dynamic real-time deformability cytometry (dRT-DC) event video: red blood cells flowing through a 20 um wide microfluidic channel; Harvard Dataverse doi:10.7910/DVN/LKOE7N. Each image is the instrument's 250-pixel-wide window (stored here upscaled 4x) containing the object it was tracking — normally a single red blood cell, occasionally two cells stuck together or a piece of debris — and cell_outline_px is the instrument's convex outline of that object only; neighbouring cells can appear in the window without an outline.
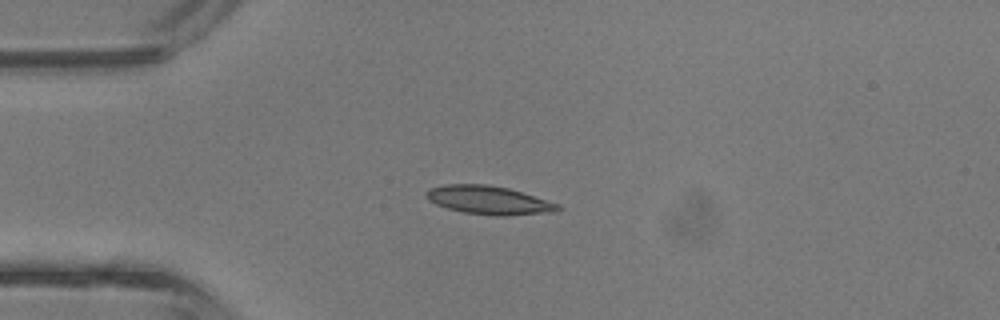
{"species": "common noctule bat (a hibernating species)", "species_latin": "Nyctalus noctula", "temperature_condition": "room temperature", "stored_images_in_passage": 4, "camera_frame_rate_fps": 3000, "um_per_image_px": 0.085, "animal": {"sex": "male", "body_mass_g": 13.3}, "frame": {"image": 1, "passage_image": 3, "time_ms": 0.667, "image_size_px": [1000, 320], "cell_outline_px": [[564, 208], [556, 212], [504, 216], [496, 216], [464, 212], [448, 208], [436, 204], [428, 200], [428, 188], [444, 184], [488, 184], [508, 188], [560, 204]], "centroid_in_image_um": [41.6, 17.02], "position_along_channel_um": 43.4, "area_um2": 21.85}}